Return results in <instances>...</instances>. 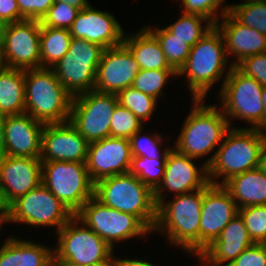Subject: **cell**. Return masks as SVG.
I'll return each mask as SVG.
<instances>
[{
    "mask_svg": "<svg viewBox=\"0 0 266 266\" xmlns=\"http://www.w3.org/2000/svg\"><path fill=\"white\" fill-rule=\"evenodd\" d=\"M265 142L266 134L259 129L230 128L218 148L203 163L208 168L209 182L223 185L233 176L259 167ZM221 176L222 181L218 182L216 179Z\"/></svg>",
    "mask_w": 266,
    "mask_h": 266,
    "instance_id": "6da1fadb",
    "label": "cell"
},
{
    "mask_svg": "<svg viewBox=\"0 0 266 266\" xmlns=\"http://www.w3.org/2000/svg\"><path fill=\"white\" fill-rule=\"evenodd\" d=\"M229 60L232 62L227 63ZM233 67V58H228L222 34L214 26L190 48L188 59L177 74L183 77L185 75L188 80L191 99H204L220 79L223 80V86Z\"/></svg>",
    "mask_w": 266,
    "mask_h": 266,
    "instance_id": "7a4b0ae2",
    "label": "cell"
},
{
    "mask_svg": "<svg viewBox=\"0 0 266 266\" xmlns=\"http://www.w3.org/2000/svg\"><path fill=\"white\" fill-rule=\"evenodd\" d=\"M202 201L203 189L175 195L171 201L164 200L157 206V221L152 233L165 234L170 244L197 257Z\"/></svg>",
    "mask_w": 266,
    "mask_h": 266,
    "instance_id": "3957f363",
    "label": "cell"
},
{
    "mask_svg": "<svg viewBox=\"0 0 266 266\" xmlns=\"http://www.w3.org/2000/svg\"><path fill=\"white\" fill-rule=\"evenodd\" d=\"M204 100H191V111L173 146L179 153L195 159L213 153L231 128L220 106L204 104Z\"/></svg>",
    "mask_w": 266,
    "mask_h": 266,
    "instance_id": "277c9868",
    "label": "cell"
},
{
    "mask_svg": "<svg viewBox=\"0 0 266 266\" xmlns=\"http://www.w3.org/2000/svg\"><path fill=\"white\" fill-rule=\"evenodd\" d=\"M94 197L105 206L136 216L151 232L157 221L154 191L130 172L94 184Z\"/></svg>",
    "mask_w": 266,
    "mask_h": 266,
    "instance_id": "5b68a950",
    "label": "cell"
},
{
    "mask_svg": "<svg viewBox=\"0 0 266 266\" xmlns=\"http://www.w3.org/2000/svg\"><path fill=\"white\" fill-rule=\"evenodd\" d=\"M25 112L44 124L69 121L73 97L51 68L24 70Z\"/></svg>",
    "mask_w": 266,
    "mask_h": 266,
    "instance_id": "8992f818",
    "label": "cell"
},
{
    "mask_svg": "<svg viewBox=\"0 0 266 266\" xmlns=\"http://www.w3.org/2000/svg\"><path fill=\"white\" fill-rule=\"evenodd\" d=\"M220 87L217 97L220 98V109L228 119L230 127L233 128L234 125L231 120L236 119L250 124L247 128L264 132L263 86L234 66Z\"/></svg>",
    "mask_w": 266,
    "mask_h": 266,
    "instance_id": "52a82bcc",
    "label": "cell"
},
{
    "mask_svg": "<svg viewBox=\"0 0 266 266\" xmlns=\"http://www.w3.org/2000/svg\"><path fill=\"white\" fill-rule=\"evenodd\" d=\"M81 225V226H80ZM53 258L64 266L114 261V250L75 215L58 231Z\"/></svg>",
    "mask_w": 266,
    "mask_h": 266,
    "instance_id": "ba28073f",
    "label": "cell"
},
{
    "mask_svg": "<svg viewBox=\"0 0 266 266\" xmlns=\"http://www.w3.org/2000/svg\"><path fill=\"white\" fill-rule=\"evenodd\" d=\"M42 184L75 215L94 196L86 163L42 162Z\"/></svg>",
    "mask_w": 266,
    "mask_h": 266,
    "instance_id": "9c48e42d",
    "label": "cell"
},
{
    "mask_svg": "<svg viewBox=\"0 0 266 266\" xmlns=\"http://www.w3.org/2000/svg\"><path fill=\"white\" fill-rule=\"evenodd\" d=\"M103 50L98 44L72 37L68 52L51 67L72 97L94 90Z\"/></svg>",
    "mask_w": 266,
    "mask_h": 266,
    "instance_id": "30bf717a",
    "label": "cell"
},
{
    "mask_svg": "<svg viewBox=\"0 0 266 266\" xmlns=\"http://www.w3.org/2000/svg\"><path fill=\"white\" fill-rule=\"evenodd\" d=\"M75 216L100 236L112 249L115 244L152 233L136 216L105 206L94 196Z\"/></svg>",
    "mask_w": 266,
    "mask_h": 266,
    "instance_id": "8fae6325",
    "label": "cell"
},
{
    "mask_svg": "<svg viewBox=\"0 0 266 266\" xmlns=\"http://www.w3.org/2000/svg\"><path fill=\"white\" fill-rule=\"evenodd\" d=\"M74 215L42 183L10 204V222L29 227H56L58 232Z\"/></svg>",
    "mask_w": 266,
    "mask_h": 266,
    "instance_id": "7c38bea8",
    "label": "cell"
},
{
    "mask_svg": "<svg viewBox=\"0 0 266 266\" xmlns=\"http://www.w3.org/2000/svg\"><path fill=\"white\" fill-rule=\"evenodd\" d=\"M118 104L115 94L95 90L73 97L70 124L89 142L110 136V121Z\"/></svg>",
    "mask_w": 266,
    "mask_h": 266,
    "instance_id": "4fadbf2b",
    "label": "cell"
},
{
    "mask_svg": "<svg viewBox=\"0 0 266 266\" xmlns=\"http://www.w3.org/2000/svg\"><path fill=\"white\" fill-rule=\"evenodd\" d=\"M40 27V21L30 19L4 25L1 40L6 67L41 68Z\"/></svg>",
    "mask_w": 266,
    "mask_h": 266,
    "instance_id": "5bb4252c",
    "label": "cell"
},
{
    "mask_svg": "<svg viewBox=\"0 0 266 266\" xmlns=\"http://www.w3.org/2000/svg\"><path fill=\"white\" fill-rule=\"evenodd\" d=\"M194 160L174 147L169 149L163 180L154 191L157 206L166 199V191L174 192L173 196L187 194L203 189L209 183L207 166L202 164L198 168Z\"/></svg>",
    "mask_w": 266,
    "mask_h": 266,
    "instance_id": "9a60e30c",
    "label": "cell"
},
{
    "mask_svg": "<svg viewBox=\"0 0 266 266\" xmlns=\"http://www.w3.org/2000/svg\"><path fill=\"white\" fill-rule=\"evenodd\" d=\"M238 214L236 202L222 185L210 182L203 188L199 228V254L216 240Z\"/></svg>",
    "mask_w": 266,
    "mask_h": 266,
    "instance_id": "2e32d148",
    "label": "cell"
},
{
    "mask_svg": "<svg viewBox=\"0 0 266 266\" xmlns=\"http://www.w3.org/2000/svg\"><path fill=\"white\" fill-rule=\"evenodd\" d=\"M131 162L129 139L109 136L88 145L86 168L94 184L106 177L128 173Z\"/></svg>",
    "mask_w": 266,
    "mask_h": 266,
    "instance_id": "e0dca14e",
    "label": "cell"
},
{
    "mask_svg": "<svg viewBox=\"0 0 266 266\" xmlns=\"http://www.w3.org/2000/svg\"><path fill=\"white\" fill-rule=\"evenodd\" d=\"M139 71V64L124 44L104 49L97 67L94 90L117 95L132 86Z\"/></svg>",
    "mask_w": 266,
    "mask_h": 266,
    "instance_id": "ac0fdd59",
    "label": "cell"
},
{
    "mask_svg": "<svg viewBox=\"0 0 266 266\" xmlns=\"http://www.w3.org/2000/svg\"><path fill=\"white\" fill-rule=\"evenodd\" d=\"M89 142L70 124H45L42 132V162L69 161L86 163Z\"/></svg>",
    "mask_w": 266,
    "mask_h": 266,
    "instance_id": "d6986e66",
    "label": "cell"
},
{
    "mask_svg": "<svg viewBox=\"0 0 266 266\" xmlns=\"http://www.w3.org/2000/svg\"><path fill=\"white\" fill-rule=\"evenodd\" d=\"M69 31L72 37L98 44L104 49L123 44L126 33L113 14L96 10L91 4L79 11Z\"/></svg>",
    "mask_w": 266,
    "mask_h": 266,
    "instance_id": "ffe728a7",
    "label": "cell"
},
{
    "mask_svg": "<svg viewBox=\"0 0 266 266\" xmlns=\"http://www.w3.org/2000/svg\"><path fill=\"white\" fill-rule=\"evenodd\" d=\"M42 183V161L40 158H0V184L9 205L17 198L35 189Z\"/></svg>",
    "mask_w": 266,
    "mask_h": 266,
    "instance_id": "44dd1931",
    "label": "cell"
},
{
    "mask_svg": "<svg viewBox=\"0 0 266 266\" xmlns=\"http://www.w3.org/2000/svg\"><path fill=\"white\" fill-rule=\"evenodd\" d=\"M45 124L28 113L5 116L6 155L40 158L42 132Z\"/></svg>",
    "mask_w": 266,
    "mask_h": 266,
    "instance_id": "7402d4cb",
    "label": "cell"
},
{
    "mask_svg": "<svg viewBox=\"0 0 266 266\" xmlns=\"http://www.w3.org/2000/svg\"><path fill=\"white\" fill-rule=\"evenodd\" d=\"M253 241L250 239L244 220L238 213L221 231L219 237L207 246L197 257L206 266H228Z\"/></svg>",
    "mask_w": 266,
    "mask_h": 266,
    "instance_id": "603a6c76",
    "label": "cell"
},
{
    "mask_svg": "<svg viewBox=\"0 0 266 266\" xmlns=\"http://www.w3.org/2000/svg\"><path fill=\"white\" fill-rule=\"evenodd\" d=\"M220 19L215 26L222 34L228 58L234 57V66L248 56L266 52L265 34L242 25L229 12Z\"/></svg>",
    "mask_w": 266,
    "mask_h": 266,
    "instance_id": "cb8c5ba5",
    "label": "cell"
},
{
    "mask_svg": "<svg viewBox=\"0 0 266 266\" xmlns=\"http://www.w3.org/2000/svg\"><path fill=\"white\" fill-rule=\"evenodd\" d=\"M53 259V248L40 242L8 236L0 247V266H45Z\"/></svg>",
    "mask_w": 266,
    "mask_h": 266,
    "instance_id": "d4e9b609",
    "label": "cell"
},
{
    "mask_svg": "<svg viewBox=\"0 0 266 266\" xmlns=\"http://www.w3.org/2000/svg\"><path fill=\"white\" fill-rule=\"evenodd\" d=\"M125 34L123 44L130 50L140 70H174L167 62L157 38L145 27Z\"/></svg>",
    "mask_w": 266,
    "mask_h": 266,
    "instance_id": "484cf974",
    "label": "cell"
},
{
    "mask_svg": "<svg viewBox=\"0 0 266 266\" xmlns=\"http://www.w3.org/2000/svg\"><path fill=\"white\" fill-rule=\"evenodd\" d=\"M238 209L266 205V175L259 167L235 175L222 185Z\"/></svg>",
    "mask_w": 266,
    "mask_h": 266,
    "instance_id": "4316f807",
    "label": "cell"
},
{
    "mask_svg": "<svg viewBox=\"0 0 266 266\" xmlns=\"http://www.w3.org/2000/svg\"><path fill=\"white\" fill-rule=\"evenodd\" d=\"M25 113L24 70L5 67L0 71V114Z\"/></svg>",
    "mask_w": 266,
    "mask_h": 266,
    "instance_id": "83f0119b",
    "label": "cell"
},
{
    "mask_svg": "<svg viewBox=\"0 0 266 266\" xmlns=\"http://www.w3.org/2000/svg\"><path fill=\"white\" fill-rule=\"evenodd\" d=\"M72 36L68 29L40 27L41 68L53 67L68 52Z\"/></svg>",
    "mask_w": 266,
    "mask_h": 266,
    "instance_id": "f1b7e54d",
    "label": "cell"
},
{
    "mask_svg": "<svg viewBox=\"0 0 266 266\" xmlns=\"http://www.w3.org/2000/svg\"><path fill=\"white\" fill-rule=\"evenodd\" d=\"M174 23L165 28L190 47L194 46L215 24L198 14L183 13ZM205 24V25H202Z\"/></svg>",
    "mask_w": 266,
    "mask_h": 266,
    "instance_id": "f546056e",
    "label": "cell"
},
{
    "mask_svg": "<svg viewBox=\"0 0 266 266\" xmlns=\"http://www.w3.org/2000/svg\"><path fill=\"white\" fill-rule=\"evenodd\" d=\"M145 27L157 38L167 62L178 73L185 65L191 47L180 38L174 37L165 27L154 28L151 24Z\"/></svg>",
    "mask_w": 266,
    "mask_h": 266,
    "instance_id": "4dcf8cb0",
    "label": "cell"
},
{
    "mask_svg": "<svg viewBox=\"0 0 266 266\" xmlns=\"http://www.w3.org/2000/svg\"><path fill=\"white\" fill-rule=\"evenodd\" d=\"M229 13L242 25L266 35V0H250L233 4Z\"/></svg>",
    "mask_w": 266,
    "mask_h": 266,
    "instance_id": "1f68e13d",
    "label": "cell"
},
{
    "mask_svg": "<svg viewBox=\"0 0 266 266\" xmlns=\"http://www.w3.org/2000/svg\"><path fill=\"white\" fill-rule=\"evenodd\" d=\"M116 96L118 98V103L129 109L143 123L153 116L152 114L159 104L157 99L146 95L132 86L123 89Z\"/></svg>",
    "mask_w": 266,
    "mask_h": 266,
    "instance_id": "d6a6232c",
    "label": "cell"
},
{
    "mask_svg": "<svg viewBox=\"0 0 266 266\" xmlns=\"http://www.w3.org/2000/svg\"><path fill=\"white\" fill-rule=\"evenodd\" d=\"M178 77L175 70H140L132 87L157 100L164 95L165 85L172 77ZM164 87V88H163Z\"/></svg>",
    "mask_w": 266,
    "mask_h": 266,
    "instance_id": "836d02e7",
    "label": "cell"
},
{
    "mask_svg": "<svg viewBox=\"0 0 266 266\" xmlns=\"http://www.w3.org/2000/svg\"><path fill=\"white\" fill-rule=\"evenodd\" d=\"M166 160L132 156L129 172L155 191L163 180Z\"/></svg>",
    "mask_w": 266,
    "mask_h": 266,
    "instance_id": "e575fe53",
    "label": "cell"
},
{
    "mask_svg": "<svg viewBox=\"0 0 266 266\" xmlns=\"http://www.w3.org/2000/svg\"><path fill=\"white\" fill-rule=\"evenodd\" d=\"M142 131L143 129L137 131L129 139L132 156L148 157L151 159H167L168 151L171 146H166L165 148L161 147L165 137L160 135V133H155V131L154 134L150 135L147 134V132L146 134L142 133Z\"/></svg>",
    "mask_w": 266,
    "mask_h": 266,
    "instance_id": "d590c367",
    "label": "cell"
},
{
    "mask_svg": "<svg viewBox=\"0 0 266 266\" xmlns=\"http://www.w3.org/2000/svg\"><path fill=\"white\" fill-rule=\"evenodd\" d=\"M143 124L135 114L118 103L110 121V136L130 139L137 131L143 129Z\"/></svg>",
    "mask_w": 266,
    "mask_h": 266,
    "instance_id": "8d00e7d4",
    "label": "cell"
},
{
    "mask_svg": "<svg viewBox=\"0 0 266 266\" xmlns=\"http://www.w3.org/2000/svg\"><path fill=\"white\" fill-rule=\"evenodd\" d=\"M253 243L266 244V205L238 209Z\"/></svg>",
    "mask_w": 266,
    "mask_h": 266,
    "instance_id": "74e56055",
    "label": "cell"
},
{
    "mask_svg": "<svg viewBox=\"0 0 266 266\" xmlns=\"http://www.w3.org/2000/svg\"><path fill=\"white\" fill-rule=\"evenodd\" d=\"M183 13L198 14L211 20L214 24L227 12L231 5L225 0H179ZM224 2V6L223 5ZM218 11V12H217Z\"/></svg>",
    "mask_w": 266,
    "mask_h": 266,
    "instance_id": "f35d334b",
    "label": "cell"
},
{
    "mask_svg": "<svg viewBox=\"0 0 266 266\" xmlns=\"http://www.w3.org/2000/svg\"><path fill=\"white\" fill-rule=\"evenodd\" d=\"M79 11L64 2H54L40 23L42 26L69 30Z\"/></svg>",
    "mask_w": 266,
    "mask_h": 266,
    "instance_id": "ab89813d",
    "label": "cell"
},
{
    "mask_svg": "<svg viewBox=\"0 0 266 266\" xmlns=\"http://www.w3.org/2000/svg\"><path fill=\"white\" fill-rule=\"evenodd\" d=\"M235 67L244 75L252 77L262 86H266V52L248 56Z\"/></svg>",
    "mask_w": 266,
    "mask_h": 266,
    "instance_id": "60d3db41",
    "label": "cell"
},
{
    "mask_svg": "<svg viewBox=\"0 0 266 266\" xmlns=\"http://www.w3.org/2000/svg\"><path fill=\"white\" fill-rule=\"evenodd\" d=\"M228 266H266V244L253 243Z\"/></svg>",
    "mask_w": 266,
    "mask_h": 266,
    "instance_id": "b9f144b4",
    "label": "cell"
},
{
    "mask_svg": "<svg viewBox=\"0 0 266 266\" xmlns=\"http://www.w3.org/2000/svg\"><path fill=\"white\" fill-rule=\"evenodd\" d=\"M20 14L25 19L41 21L54 0H17Z\"/></svg>",
    "mask_w": 266,
    "mask_h": 266,
    "instance_id": "7bdbcfd3",
    "label": "cell"
},
{
    "mask_svg": "<svg viewBox=\"0 0 266 266\" xmlns=\"http://www.w3.org/2000/svg\"><path fill=\"white\" fill-rule=\"evenodd\" d=\"M20 14L17 0H0V21L3 24H9L24 20Z\"/></svg>",
    "mask_w": 266,
    "mask_h": 266,
    "instance_id": "ee69618b",
    "label": "cell"
},
{
    "mask_svg": "<svg viewBox=\"0 0 266 266\" xmlns=\"http://www.w3.org/2000/svg\"><path fill=\"white\" fill-rule=\"evenodd\" d=\"M114 265L115 266H158L156 264H152L151 261L143 260V259H133V258H116L114 256Z\"/></svg>",
    "mask_w": 266,
    "mask_h": 266,
    "instance_id": "f6af8a7d",
    "label": "cell"
},
{
    "mask_svg": "<svg viewBox=\"0 0 266 266\" xmlns=\"http://www.w3.org/2000/svg\"><path fill=\"white\" fill-rule=\"evenodd\" d=\"M4 122H5V116L0 114V158L6 155Z\"/></svg>",
    "mask_w": 266,
    "mask_h": 266,
    "instance_id": "bcb514c9",
    "label": "cell"
},
{
    "mask_svg": "<svg viewBox=\"0 0 266 266\" xmlns=\"http://www.w3.org/2000/svg\"><path fill=\"white\" fill-rule=\"evenodd\" d=\"M54 2H64L70 6H73L79 10H83L90 5L88 0H54Z\"/></svg>",
    "mask_w": 266,
    "mask_h": 266,
    "instance_id": "7dc6e473",
    "label": "cell"
},
{
    "mask_svg": "<svg viewBox=\"0 0 266 266\" xmlns=\"http://www.w3.org/2000/svg\"><path fill=\"white\" fill-rule=\"evenodd\" d=\"M3 223L10 224V207H0V231L2 230Z\"/></svg>",
    "mask_w": 266,
    "mask_h": 266,
    "instance_id": "c3c4849f",
    "label": "cell"
},
{
    "mask_svg": "<svg viewBox=\"0 0 266 266\" xmlns=\"http://www.w3.org/2000/svg\"><path fill=\"white\" fill-rule=\"evenodd\" d=\"M259 168L266 175V142H265L263 149L261 151Z\"/></svg>",
    "mask_w": 266,
    "mask_h": 266,
    "instance_id": "681fc988",
    "label": "cell"
},
{
    "mask_svg": "<svg viewBox=\"0 0 266 266\" xmlns=\"http://www.w3.org/2000/svg\"><path fill=\"white\" fill-rule=\"evenodd\" d=\"M262 101L264 105L265 115H264V133L266 134V86L262 89Z\"/></svg>",
    "mask_w": 266,
    "mask_h": 266,
    "instance_id": "f907efd6",
    "label": "cell"
},
{
    "mask_svg": "<svg viewBox=\"0 0 266 266\" xmlns=\"http://www.w3.org/2000/svg\"><path fill=\"white\" fill-rule=\"evenodd\" d=\"M0 207H10L9 203L6 201L1 184H0Z\"/></svg>",
    "mask_w": 266,
    "mask_h": 266,
    "instance_id": "816d5d0a",
    "label": "cell"
},
{
    "mask_svg": "<svg viewBox=\"0 0 266 266\" xmlns=\"http://www.w3.org/2000/svg\"><path fill=\"white\" fill-rule=\"evenodd\" d=\"M6 67L3 59L2 40H0V71Z\"/></svg>",
    "mask_w": 266,
    "mask_h": 266,
    "instance_id": "f5cc1de1",
    "label": "cell"
},
{
    "mask_svg": "<svg viewBox=\"0 0 266 266\" xmlns=\"http://www.w3.org/2000/svg\"><path fill=\"white\" fill-rule=\"evenodd\" d=\"M85 266H115V265H114V261H105V262L90 264V265H85Z\"/></svg>",
    "mask_w": 266,
    "mask_h": 266,
    "instance_id": "db71d44e",
    "label": "cell"
},
{
    "mask_svg": "<svg viewBox=\"0 0 266 266\" xmlns=\"http://www.w3.org/2000/svg\"><path fill=\"white\" fill-rule=\"evenodd\" d=\"M45 266H64L60 262L56 261L54 258L49 261Z\"/></svg>",
    "mask_w": 266,
    "mask_h": 266,
    "instance_id": "11a10c76",
    "label": "cell"
},
{
    "mask_svg": "<svg viewBox=\"0 0 266 266\" xmlns=\"http://www.w3.org/2000/svg\"><path fill=\"white\" fill-rule=\"evenodd\" d=\"M4 25L1 21H0V40L2 39V34H3V28H4Z\"/></svg>",
    "mask_w": 266,
    "mask_h": 266,
    "instance_id": "9f6ffc18",
    "label": "cell"
},
{
    "mask_svg": "<svg viewBox=\"0 0 266 266\" xmlns=\"http://www.w3.org/2000/svg\"><path fill=\"white\" fill-rule=\"evenodd\" d=\"M198 261H199V263H198V266H206L205 265V263L198 257ZM203 264V265H202ZM193 266V265H192ZM194 266H197V265H194Z\"/></svg>",
    "mask_w": 266,
    "mask_h": 266,
    "instance_id": "6f0895ef",
    "label": "cell"
}]
</instances>
